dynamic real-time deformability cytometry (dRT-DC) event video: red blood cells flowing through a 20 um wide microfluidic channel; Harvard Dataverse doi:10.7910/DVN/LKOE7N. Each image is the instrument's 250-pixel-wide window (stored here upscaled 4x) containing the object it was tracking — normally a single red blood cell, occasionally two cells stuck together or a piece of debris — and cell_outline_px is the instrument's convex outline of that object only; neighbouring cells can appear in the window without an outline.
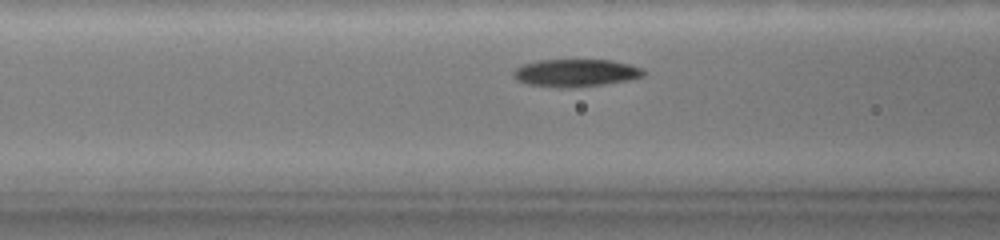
{"species": "common noctule bat (a hibernating species)", "species_latin": "Nyctalus noctula", "temperature_condition": "warm", "stored_images_in_passage": 37, "camera_frame_rate_fps": 3000, "um_per_image_px": 0.085, "animal": {"sex": "female", "body_mass_g": 19.0, "forearm_length_mm": 51.5}, "frame": {"image": 1, "passage_image": 16, "time_ms": 3.0, "image_size_px": [1000, 240], "cell_outline_px": [[644, 76], [628, 80], [600, 84], [532, 84], [520, 80], [512, 72], [520, 64], [540, 60], [612, 60], [644, 68]], "centroid_in_image_um": [49.02, 6.12], "position_along_channel_um": 117.6, "area_um2": 19.48}}
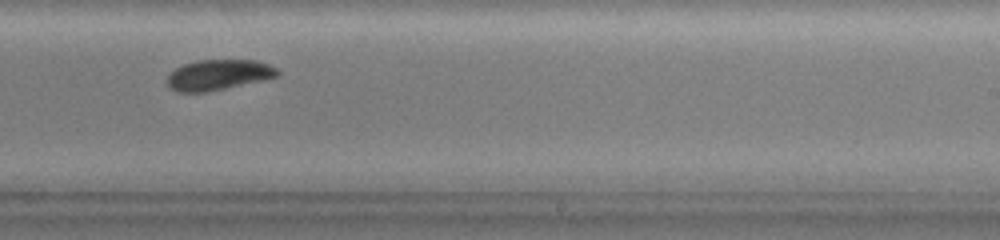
{"frame": {"image": 2, "passage_image": 28, "time_ms": 7.333, "image_size_px": [1000, 240], "cell_outline_px": [[280, 72], [276, 76], [260, 80], [204, 92], [180, 92], [172, 88], [168, 84], [168, 76], [176, 68], [184, 64], [196, 60], [256, 60], [268, 64], [276, 68]], "centroid_in_image_um": [18.56, 6.34], "position_along_channel_um": 270.4, "area_um2": 19.02}}
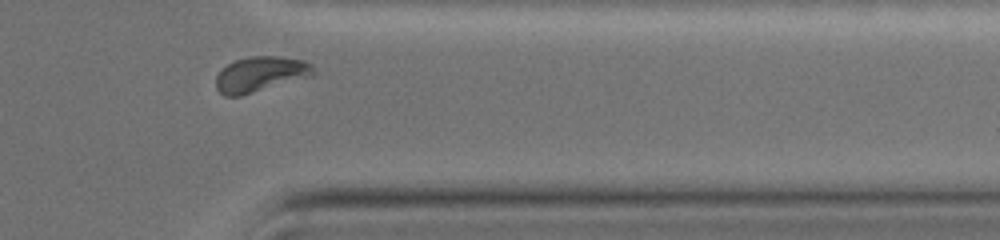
{"frame": {"image": 3, "passage_image": 35, "time_ms": 10.667, "image_size_px": [1000, 240], "cell_outline_px": [[316, 72], [312, 76], [240, 96], [224, 96], [216, 88], [216, 76], [232, 60], [248, 56], [280, 56], [304, 60], [312, 64]], "centroid_in_image_um": [22.15, 6.29], "position_along_channel_um": 389.2, "area_um2": 20.17}, "authors_computed_cell_mechanics": {"area_um2": 19.941, "velocity_mm_per_s": 3.5405, "shape_relaxation_time_tau1_ms": 3.7113, "shape_relaxation_time_tau2_ms": null, "deformation_change_tau1": 0.149, "deformation_change_tau2": null}}